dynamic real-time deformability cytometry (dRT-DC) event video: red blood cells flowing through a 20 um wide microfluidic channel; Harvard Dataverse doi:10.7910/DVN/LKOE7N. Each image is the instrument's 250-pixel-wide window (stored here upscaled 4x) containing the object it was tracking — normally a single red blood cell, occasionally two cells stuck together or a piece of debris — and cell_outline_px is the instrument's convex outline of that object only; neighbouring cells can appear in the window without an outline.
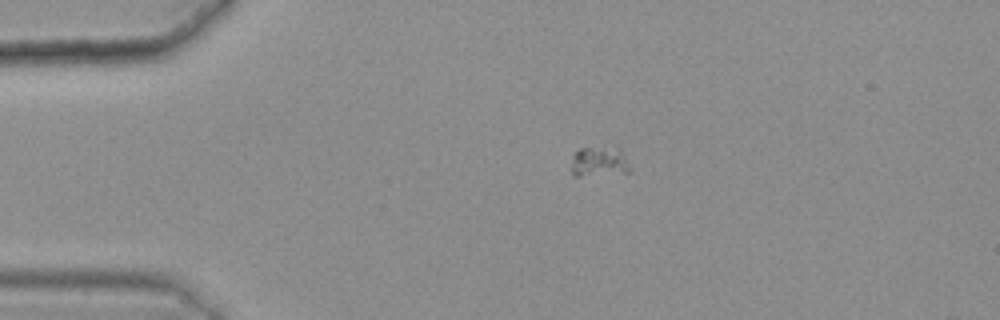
{"species": "common noctule bat (a hibernating species)", "species_latin": "Nyctalus noctula", "temperature_condition": "warm", "stored_images_in_passage": 39, "camera_frame_rate_fps": 3000, "um_per_image_px": 0.085, "animal": {"sex": "female", "body_mass_g": 25.1}, "frame": {"image": 1, "passage_image": 1, "time_ms": 0.0, "image_size_px": [1000, 320], "cell_outline_px": [[632, 168], [628, 172], [580, 176], [576, 176], [572, 172], [572, 156], [580, 148], [616, 144], [624, 152]], "centroid_in_image_um": [51.0, 13.68], "position_along_channel_um": 34.0, "area_um2": 10.81}}
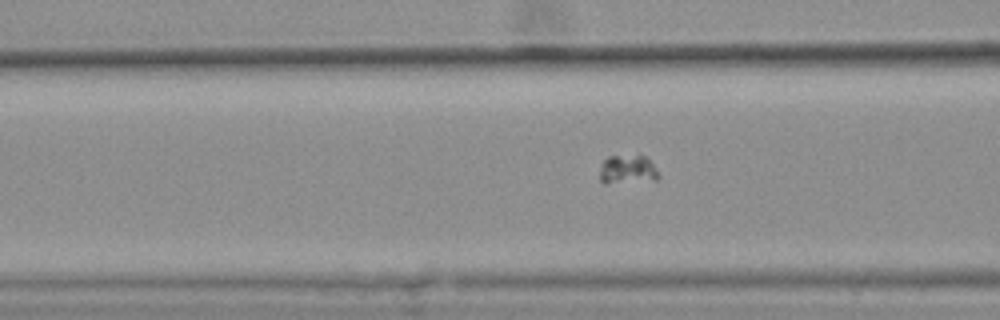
{"frame": {"image": 2, "passage_image": 11, "time_ms": 3.333, "image_size_px": [1000, 320], "cell_outline_px": [[660, 176], [656, 180], [604, 184], [600, 180], [600, 172], [604, 160], [608, 156], [640, 152], [648, 156]], "centroid_in_image_um": [53.38, 14.36], "position_along_channel_um": 113.2, "area_um2": 10.52}}